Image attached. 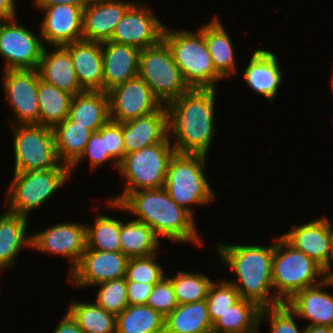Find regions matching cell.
<instances>
[{"label":"cell","mask_w":333,"mask_h":333,"mask_svg":"<svg viewBox=\"0 0 333 333\" xmlns=\"http://www.w3.org/2000/svg\"><path fill=\"white\" fill-rule=\"evenodd\" d=\"M29 218L5 208L0 214V269L13 268L23 247L31 248V234H27Z\"/></svg>","instance_id":"484cf974"},{"label":"cell","mask_w":333,"mask_h":333,"mask_svg":"<svg viewBox=\"0 0 333 333\" xmlns=\"http://www.w3.org/2000/svg\"><path fill=\"white\" fill-rule=\"evenodd\" d=\"M331 87H332V92H333V70H332V76H331Z\"/></svg>","instance_id":"816d5d0a"},{"label":"cell","mask_w":333,"mask_h":333,"mask_svg":"<svg viewBox=\"0 0 333 333\" xmlns=\"http://www.w3.org/2000/svg\"><path fill=\"white\" fill-rule=\"evenodd\" d=\"M160 239L145 223L120 220L121 252L128 258L146 257L155 254L160 246Z\"/></svg>","instance_id":"4dcf8cb0"},{"label":"cell","mask_w":333,"mask_h":333,"mask_svg":"<svg viewBox=\"0 0 333 333\" xmlns=\"http://www.w3.org/2000/svg\"><path fill=\"white\" fill-rule=\"evenodd\" d=\"M68 118L96 132L109 120V98L104 91H83L73 96Z\"/></svg>","instance_id":"4316f807"},{"label":"cell","mask_w":333,"mask_h":333,"mask_svg":"<svg viewBox=\"0 0 333 333\" xmlns=\"http://www.w3.org/2000/svg\"><path fill=\"white\" fill-rule=\"evenodd\" d=\"M207 158L175 152L167 167L164 189L172 200L193 217V205L204 206L215 199V193L206 176Z\"/></svg>","instance_id":"8992f818"},{"label":"cell","mask_w":333,"mask_h":333,"mask_svg":"<svg viewBox=\"0 0 333 333\" xmlns=\"http://www.w3.org/2000/svg\"><path fill=\"white\" fill-rule=\"evenodd\" d=\"M55 150L60 163L71 167L83 154L92 131L87 126L77 125L69 118L53 128Z\"/></svg>","instance_id":"f1b7e54d"},{"label":"cell","mask_w":333,"mask_h":333,"mask_svg":"<svg viewBox=\"0 0 333 333\" xmlns=\"http://www.w3.org/2000/svg\"><path fill=\"white\" fill-rule=\"evenodd\" d=\"M167 136L161 143L124 155L118 172L125 178V187L109 200L120 203L130 192L164 188L167 167L175 150Z\"/></svg>","instance_id":"ba28073f"},{"label":"cell","mask_w":333,"mask_h":333,"mask_svg":"<svg viewBox=\"0 0 333 333\" xmlns=\"http://www.w3.org/2000/svg\"><path fill=\"white\" fill-rule=\"evenodd\" d=\"M85 91H103V56L101 42L80 40L64 45Z\"/></svg>","instance_id":"cb8c5ba5"},{"label":"cell","mask_w":333,"mask_h":333,"mask_svg":"<svg viewBox=\"0 0 333 333\" xmlns=\"http://www.w3.org/2000/svg\"><path fill=\"white\" fill-rule=\"evenodd\" d=\"M217 15L204 24V38L215 70L225 79L236 73L237 64L232 39Z\"/></svg>","instance_id":"83f0119b"},{"label":"cell","mask_w":333,"mask_h":333,"mask_svg":"<svg viewBox=\"0 0 333 333\" xmlns=\"http://www.w3.org/2000/svg\"><path fill=\"white\" fill-rule=\"evenodd\" d=\"M122 135L124 155L161 143L168 136L166 105L148 115L122 122Z\"/></svg>","instance_id":"7402d4cb"},{"label":"cell","mask_w":333,"mask_h":333,"mask_svg":"<svg viewBox=\"0 0 333 333\" xmlns=\"http://www.w3.org/2000/svg\"><path fill=\"white\" fill-rule=\"evenodd\" d=\"M128 260L121 251L85 249L77 266L68 274L70 285L84 289L105 281L124 278Z\"/></svg>","instance_id":"9a60e30c"},{"label":"cell","mask_w":333,"mask_h":333,"mask_svg":"<svg viewBox=\"0 0 333 333\" xmlns=\"http://www.w3.org/2000/svg\"><path fill=\"white\" fill-rule=\"evenodd\" d=\"M101 49L104 92L138 75L140 49L113 41L101 42Z\"/></svg>","instance_id":"603a6c76"},{"label":"cell","mask_w":333,"mask_h":333,"mask_svg":"<svg viewBox=\"0 0 333 333\" xmlns=\"http://www.w3.org/2000/svg\"><path fill=\"white\" fill-rule=\"evenodd\" d=\"M165 25L162 39L167 43L175 64L190 88L215 89L223 77L215 70L204 38V24L197 32L172 31Z\"/></svg>","instance_id":"277c9868"},{"label":"cell","mask_w":333,"mask_h":333,"mask_svg":"<svg viewBox=\"0 0 333 333\" xmlns=\"http://www.w3.org/2000/svg\"><path fill=\"white\" fill-rule=\"evenodd\" d=\"M43 49L37 71L40 79L71 94L85 91L78 81L69 51L64 46Z\"/></svg>","instance_id":"d4e9b609"},{"label":"cell","mask_w":333,"mask_h":333,"mask_svg":"<svg viewBox=\"0 0 333 333\" xmlns=\"http://www.w3.org/2000/svg\"><path fill=\"white\" fill-rule=\"evenodd\" d=\"M13 127L14 171L45 170L57 166L52 128L40 124H16Z\"/></svg>","instance_id":"30bf717a"},{"label":"cell","mask_w":333,"mask_h":333,"mask_svg":"<svg viewBox=\"0 0 333 333\" xmlns=\"http://www.w3.org/2000/svg\"><path fill=\"white\" fill-rule=\"evenodd\" d=\"M128 305H146L154 285L126 281Z\"/></svg>","instance_id":"f6af8a7d"},{"label":"cell","mask_w":333,"mask_h":333,"mask_svg":"<svg viewBox=\"0 0 333 333\" xmlns=\"http://www.w3.org/2000/svg\"><path fill=\"white\" fill-rule=\"evenodd\" d=\"M263 319H268L270 333H305V326L302 330L298 328L295 319L299 318L286 303L261 309L259 327Z\"/></svg>","instance_id":"60d3db41"},{"label":"cell","mask_w":333,"mask_h":333,"mask_svg":"<svg viewBox=\"0 0 333 333\" xmlns=\"http://www.w3.org/2000/svg\"><path fill=\"white\" fill-rule=\"evenodd\" d=\"M88 158L91 171L102 167L106 162H113L114 167L118 169L119 164L105 151L104 138L96 131L93 132L89 141L86 144L85 150L80 158L70 167L71 175L75 167L78 166L84 158ZM83 158V159H82Z\"/></svg>","instance_id":"7bdbcfd3"},{"label":"cell","mask_w":333,"mask_h":333,"mask_svg":"<svg viewBox=\"0 0 333 333\" xmlns=\"http://www.w3.org/2000/svg\"><path fill=\"white\" fill-rule=\"evenodd\" d=\"M134 3L127 0H94L83 9L82 40L109 41L117 24Z\"/></svg>","instance_id":"ffe728a7"},{"label":"cell","mask_w":333,"mask_h":333,"mask_svg":"<svg viewBox=\"0 0 333 333\" xmlns=\"http://www.w3.org/2000/svg\"><path fill=\"white\" fill-rule=\"evenodd\" d=\"M67 311L83 333H116V316L95 302L73 300Z\"/></svg>","instance_id":"e575fe53"},{"label":"cell","mask_w":333,"mask_h":333,"mask_svg":"<svg viewBox=\"0 0 333 333\" xmlns=\"http://www.w3.org/2000/svg\"><path fill=\"white\" fill-rule=\"evenodd\" d=\"M277 58L269 49L256 48L243 71L246 86L263 95L270 104L278 94L283 79Z\"/></svg>","instance_id":"44dd1931"},{"label":"cell","mask_w":333,"mask_h":333,"mask_svg":"<svg viewBox=\"0 0 333 333\" xmlns=\"http://www.w3.org/2000/svg\"><path fill=\"white\" fill-rule=\"evenodd\" d=\"M157 253L146 257L129 258L126 267V281H135L155 285L166 272L158 263Z\"/></svg>","instance_id":"ab89813d"},{"label":"cell","mask_w":333,"mask_h":333,"mask_svg":"<svg viewBox=\"0 0 333 333\" xmlns=\"http://www.w3.org/2000/svg\"><path fill=\"white\" fill-rule=\"evenodd\" d=\"M2 79L5 101L11 106L16 119L11 125L39 124L37 69L4 70Z\"/></svg>","instance_id":"4fadbf2b"},{"label":"cell","mask_w":333,"mask_h":333,"mask_svg":"<svg viewBox=\"0 0 333 333\" xmlns=\"http://www.w3.org/2000/svg\"><path fill=\"white\" fill-rule=\"evenodd\" d=\"M138 75L162 105H167L191 89L163 39L140 51Z\"/></svg>","instance_id":"9c48e42d"},{"label":"cell","mask_w":333,"mask_h":333,"mask_svg":"<svg viewBox=\"0 0 333 333\" xmlns=\"http://www.w3.org/2000/svg\"><path fill=\"white\" fill-rule=\"evenodd\" d=\"M31 236V249L41 254L66 257L70 263L69 273L77 266L86 249V225L80 222L57 223Z\"/></svg>","instance_id":"5bb4252c"},{"label":"cell","mask_w":333,"mask_h":333,"mask_svg":"<svg viewBox=\"0 0 333 333\" xmlns=\"http://www.w3.org/2000/svg\"><path fill=\"white\" fill-rule=\"evenodd\" d=\"M324 287H333L332 275L315 286L297 292L286 302L300 319L309 320L307 326L333 327V295Z\"/></svg>","instance_id":"d6986e66"},{"label":"cell","mask_w":333,"mask_h":333,"mask_svg":"<svg viewBox=\"0 0 333 333\" xmlns=\"http://www.w3.org/2000/svg\"><path fill=\"white\" fill-rule=\"evenodd\" d=\"M70 176V167L62 163L45 170L14 172L5 192L6 209L29 218V213L53 197Z\"/></svg>","instance_id":"52a82bcc"},{"label":"cell","mask_w":333,"mask_h":333,"mask_svg":"<svg viewBox=\"0 0 333 333\" xmlns=\"http://www.w3.org/2000/svg\"><path fill=\"white\" fill-rule=\"evenodd\" d=\"M273 239L272 286L275 297L281 303H286L297 292L315 286L329 276L317 262L294 249L281 236Z\"/></svg>","instance_id":"5b68a950"},{"label":"cell","mask_w":333,"mask_h":333,"mask_svg":"<svg viewBox=\"0 0 333 333\" xmlns=\"http://www.w3.org/2000/svg\"><path fill=\"white\" fill-rule=\"evenodd\" d=\"M106 200L108 208L135 215L134 220L147 224L160 240L203 245L195 217L172 200L164 188L130 192L120 203Z\"/></svg>","instance_id":"6da1fadb"},{"label":"cell","mask_w":333,"mask_h":333,"mask_svg":"<svg viewBox=\"0 0 333 333\" xmlns=\"http://www.w3.org/2000/svg\"><path fill=\"white\" fill-rule=\"evenodd\" d=\"M216 245L219 259L237 276V280L227 281L236 288L241 298L254 302L261 309L282 304L270 292L273 289L274 241L269 246L223 242H217Z\"/></svg>","instance_id":"3957f363"},{"label":"cell","mask_w":333,"mask_h":333,"mask_svg":"<svg viewBox=\"0 0 333 333\" xmlns=\"http://www.w3.org/2000/svg\"><path fill=\"white\" fill-rule=\"evenodd\" d=\"M107 94L110 120L118 123L148 115L162 106L139 75L111 88Z\"/></svg>","instance_id":"7c38bea8"},{"label":"cell","mask_w":333,"mask_h":333,"mask_svg":"<svg viewBox=\"0 0 333 333\" xmlns=\"http://www.w3.org/2000/svg\"><path fill=\"white\" fill-rule=\"evenodd\" d=\"M146 305L161 313L164 317L178 306L173 284L167 275L154 285Z\"/></svg>","instance_id":"b9f144b4"},{"label":"cell","mask_w":333,"mask_h":333,"mask_svg":"<svg viewBox=\"0 0 333 333\" xmlns=\"http://www.w3.org/2000/svg\"><path fill=\"white\" fill-rule=\"evenodd\" d=\"M53 333H83L76 320L66 311L61 318Z\"/></svg>","instance_id":"bcb514c9"},{"label":"cell","mask_w":333,"mask_h":333,"mask_svg":"<svg viewBox=\"0 0 333 333\" xmlns=\"http://www.w3.org/2000/svg\"><path fill=\"white\" fill-rule=\"evenodd\" d=\"M305 333H333L330 326H305Z\"/></svg>","instance_id":"681fc988"},{"label":"cell","mask_w":333,"mask_h":333,"mask_svg":"<svg viewBox=\"0 0 333 333\" xmlns=\"http://www.w3.org/2000/svg\"><path fill=\"white\" fill-rule=\"evenodd\" d=\"M280 236L294 249L312 258L329 275L333 274L330 236L322 217L301 225L293 224L289 231Z\"/></svg>","instance_id":"ac0fdd59"},{"label":"cell","mask_w":333,"mask_h":333,"mask_svg":"<svg viewBox=\"0 0 333 333\" xmlns=\"http://www.w3.org/2000/svg\"><path fill=\"white\" fill-rule=\"evenodd\" d=\"M167 277L173 284L178 304L206 300L210 285L214 281L201 272L178 271L174 277Z\"/></svg>","instance_id":"8d00e7d4"},{"label":"cell","mask_w":333,"mask_h":333,"mask_svg":"<svg viewBox=\"0 0 333 333\" xmlns=\"http://www.w3.org/2000/svg\"><path fill=\"white\" fill-rule=\"evenodd\" d=\"M241 299L239 292L227 280L213 281L206 298L210 321L213 324L229 307Z\"/></svg>","instance_id":"74e56055"},{"label":"cell","mask_w":333,"mask_h":333,"mask_svg":"<svg viewBox=\"0 0 333 333\" xmlns=\"http://www.w3.org/2000/svg\"><path fill=\"white\" fill-rule=\"evenodd\" d=\"M216 90L191 88L166 105L176 153L208 157L215 136Z\"/></svg>","instance_id":"7a4b0ae2"},{"label":"cell","mask_w":333,"mask_h":333,"mask_svg":"<svg viewBox=\"0 0 333 333\" xmlns=\"http://www.w3.org/2000/svg\"><path fill=\"white\" fill-rule=\"evenodd\" d=\"M16 8L15 0H0V21L18 17Z\"/></svg>","instance_id":"c3c4849f"},{"label":"cell","mask_w":333,"mask_h":333,"mask_svg":"<svg viewBox=\"0 0 333 333\" xmlns=\"http://www.w3.org/2000/svg\"><path fill=\"white\" fill-rule=\"evenodd\" d=\"M165 317L147 305H128L116 316V333H164Z\"/></svg>","instance_id":"836d02e7"},{"label":"cell","mask_w":333,"mask_h":333,"mask_svg":"<svg viewBox=\"0 0 333 333\" xmlns=\"http://www.w3.org/2000/svg\"><path fill=\"white\" fill-rule=\"evenodd\" d=\"M97 132L104 138L105 151L119 164L124 158L122 123L109 120Z\"/></svg>","instance_id":"ee69618b"},{"label":"cell","mask_w":333,"mask_h":333,"mask_svg":"<svg viewBox=\"0 0 333 333\" xmlns=\"http://www.w3.org/2000/svg\"><path fill=\"white\" fill-rule=\"evenodd\" d=\"M94 0H34L35 5H58V4H68L80 7L81 9H86L89 5L93 3Z\"/></svg>","instance_id":"7dc6e473"},{"label":"cell","mask_w":333,"mask_h":333,"mask_svg":"<svg viewBox=\"0 0 333 333\" xmlns=\"http://www.w3.org/2000/svg\"><path fill=\"white\" fill-rule=\"evenodd\" d=\"M36 6L44 11L39 31L45 46H64L82 40L83 9L68 4Z\"/></svg>","instance_id":"e0dca14e"},{"label":"cell","mask_w":333,"mask_h":333,"mask_svg":"<svg viewBox=\"0 0 333 333\" xmlns=\"http://www.w3.org/2000/svg\"><path fill=\"white\" fill-rule=\"evenodd\" d=\"M325 222H326V226L328 228V231H329V236H330V243H331V249H332V264H333V223L332 221H330L328 219V217H322Z\"/></svg>","instance_id":"f907efd6"},{"label":"cell","mask_w":333,"mask_h":333,"mask_svg":"<svg viewBox=\"0 0 333 333\" xmlns=\"http://www.w3.org/2000/svg\"><path fill=\"white\" fill-rule=\"evenodd\" d=\"M93 225L86 224V249L119 252L120 219L109 215H95Z\"/></svg>","instance_id":"d590c367"},{"label":"cell","mask_w":333,"mask_h":333,"mask_svg":"<svg viewBox=\"0 0 333 333\" xmlns=\"http://www.w3.org/2000/svg\"><path fill=\"white\" fill-rule=\"evenodd\" d=\"M95 286L99 288L94 302L106 311L117 316L128 306L125 277L105 281Z\"/></svg>","instance_id":"f35d334b"},{"label":"cell","mask_w":333,"mask_h":333,"mask_svg":"<svg viewBox=\"0 0 333 333\" xmlns=\"http://www.w3.org/2000/svg\"><path fill=\"white\" fill-rule=\"evenodd\" d=\"M72 97L71 94L40 79L38 73L39 124L53 128L68 118Z\"/></svg>","instance_id":"1f68e13d"},{"label":"cell","mask_w":333,"mask_h":333,"mask_svg":"<svg viewBox=\"0 0 333 333\" xmlns=\"http://www.w3.org/2000/svg\"><path fill=\"white\" fill-rule=\"evenodd\" d=\"M165 25L145 3L135 2L117 24L109 41L134 46L140 50L157 44Z\"/></svg>","instance_id":"2e32d148"},{"label":"cell","mask_w":333,"mask_h":333,"mask_svg":"<svg viewBox=\"0 0 333 333\" xmlns=\"http://www.w3.org/2000/svg\"><path fill=\"white\" fill-rule=\"evenodd\" d=\"M17 18L0 21V56L4 70H34L45 47L42 37L21 24ZM39 36V37H38Z\"/></svg>","instance_id":"8fae6325"},{"label":"cell","mask_w":333,"mask_h":333,"mask_svg":"<svg viewBox=\"0 0 333 333\" xmlns=\"http://www.w3.org/2000/svg\"><path fill=\"white\" fill-rule=\"evenodd\" d=\"M212 331L206 300L178 304L165 317V333H208Z\"/></svg>","instance_id":"f546056e"},{"label":"cell","mask_w":333,"mask_h":333,"mask_svg":"<svg viewBox=\"0 0 333 333\" xmlns=\"http://www.w3.org/2000/svg\"><path fill=\"white\" fill-rule=\"evenodd\" d=\"M261 308L254 302L241 298L213 324L216 333H259Z\"/></svg>","instance_id":"d6a6232c"}]
</instances>
